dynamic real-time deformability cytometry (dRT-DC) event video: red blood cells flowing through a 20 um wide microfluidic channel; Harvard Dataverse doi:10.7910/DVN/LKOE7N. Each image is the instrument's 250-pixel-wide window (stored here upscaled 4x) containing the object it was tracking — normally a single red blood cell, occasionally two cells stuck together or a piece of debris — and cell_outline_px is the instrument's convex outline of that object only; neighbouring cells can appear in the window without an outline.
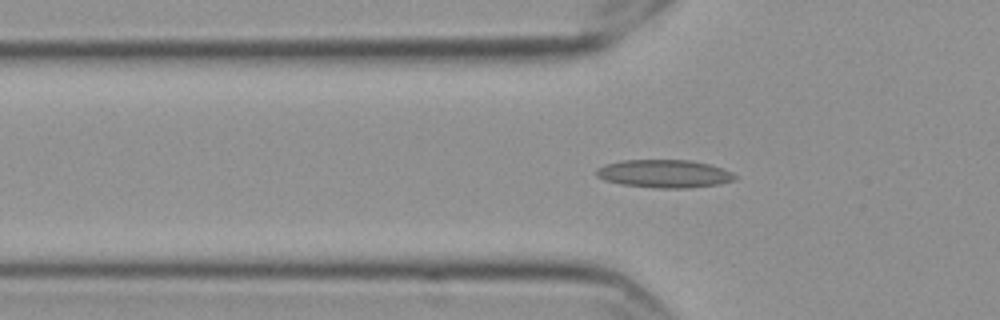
{"species": "Egyptian fruit bat (a non-hibernating species)", "species_latin": "Rousettus aegyptiacus", "temperature_condition": "cold", "stored_images_in_passage": 56, "camera_frame_rate_fps": 3000, "um_per_image_px": 0.085, "frame": {"image": 1, "passage_image": 17, "time_ms": 5.333, "image_size_px": [1000, 320], "cell_outline_px": [[736, 180], [720, 184], [688, 188], [656, 188], [620, 184], [604, 180], [596, 176], [596, 168], [604, 164], [624, 160], [692, 160], [708, 164], [732, 172], [736, 176]], "centroid_in_image_um": [56.44, 14.77], "position_along_channel_um": 69.4, "area_um2": 22.72}}
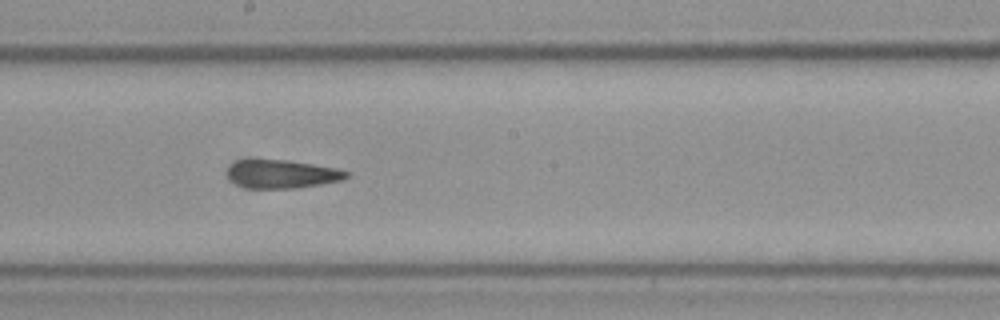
{"frame": {"image": 2, "passage_image": 30, "time_ms": 9.667, "image_size_px": [1000, 320], "cell_outline_px": [[352, 172], [344, 180], [296, 188], [248, 188], [236, 184], [228, 176], [228, 168], [236, 160], [288, 160], [336, 168]], "centroid_in_image_um": [24.01, 14.79], "position_along_channel_um": 224.2, "area_um2": 19.59}}
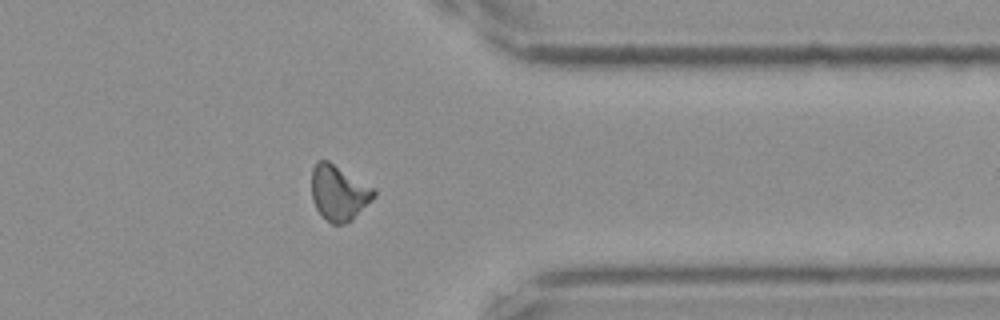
{"frame": {"image": 3, "passage_image": 44, "time_ms": 14.333, "image_size_px": [1000, 320], "cell_outline_px": [[376, 196], [352, 220], [344, 224], [332, 224], [316, 208], [312, 200], [312, 168], [316, 160], [328, 160], [376, 188]], "centroid_in_image_um": [28.82, 16.36], "position_along_channel_um": 382.6, "area_um2": 20.23}, "authors_computed_cell_mechanics": {"area_um2": 19.5942, "velocity_mm_per_s": 3.5707, "shape_relaxation_time_tau1_ms": null, "shape_relaxation_time_tau2_ms": 3.5661, "deformation_change_tau1": null, "deformation_change_tau2": 0.1223}}